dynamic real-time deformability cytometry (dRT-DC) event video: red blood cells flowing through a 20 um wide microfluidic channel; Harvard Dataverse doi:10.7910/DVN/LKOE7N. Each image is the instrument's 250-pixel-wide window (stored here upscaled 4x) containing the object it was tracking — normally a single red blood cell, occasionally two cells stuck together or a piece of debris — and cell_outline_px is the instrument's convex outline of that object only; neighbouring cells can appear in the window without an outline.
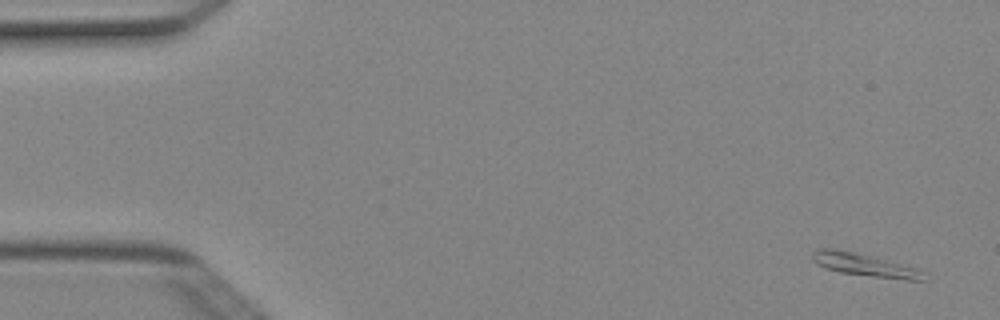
{"species": "Egyptian fruit bat (a non-hibernating species)", "species_latin": "Rousettus aegyptiacus", "temperature_condition": "cold", "stored_images_in_passage": 4, "camera_frame_rate_fps": 3000, "um_per_image_px": 0.085, "animal": {"sex": "female"}, "frame": {"image": 1, "passage_image": 1, "time_ms": 0.0, "image_size_px": [1000, 320], "cell_outline_px": [[924, 280], [908, 280], [872, 276], [840, 272], [824, 268], [816, 264], [812, 260], [812, 252], [816, 248], [832, 248], [872, 256], [916, 268], [920, 272]], "centroid_in_image_um": [73.36, 22.5], "position_along_channel_um": 11.6, "area_um2": 14.39}}